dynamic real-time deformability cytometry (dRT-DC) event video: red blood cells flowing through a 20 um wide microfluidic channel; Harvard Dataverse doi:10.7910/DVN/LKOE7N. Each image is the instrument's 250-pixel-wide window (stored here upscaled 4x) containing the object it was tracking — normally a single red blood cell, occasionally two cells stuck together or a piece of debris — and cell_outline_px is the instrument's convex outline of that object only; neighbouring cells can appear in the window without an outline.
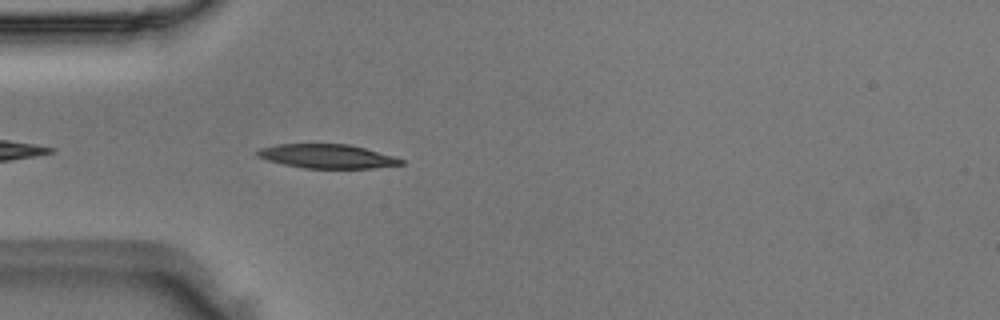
{"species": "Egyptian fruit bat (a non-hibernating species)", "species_latin": "Rousettus aegyptiacus", "temperature_condition": "room temperature", "stored_images_in_passage": 9, "camera_frame_rate_fps": 3000, "um_per_image_px": 0.085, "animal": {"sex": "male"}, "frame": {"image": 1, "passage_image": 3, "time_ms": 0.667, "image_size_px": [1000, 320], "cell_outline_px": [[404, 164], [372, 168], [304, 168], [284, 164], [268, 160], [256, 156], [256, 152], [260, 148], [276, 144], [348, 144], [364, 148], [392, 156], [404, 160]], "centroid_in_image_um": [27.78, 13.28], "position_along_channel_um": 57.2, "area_um2": 19.88}}